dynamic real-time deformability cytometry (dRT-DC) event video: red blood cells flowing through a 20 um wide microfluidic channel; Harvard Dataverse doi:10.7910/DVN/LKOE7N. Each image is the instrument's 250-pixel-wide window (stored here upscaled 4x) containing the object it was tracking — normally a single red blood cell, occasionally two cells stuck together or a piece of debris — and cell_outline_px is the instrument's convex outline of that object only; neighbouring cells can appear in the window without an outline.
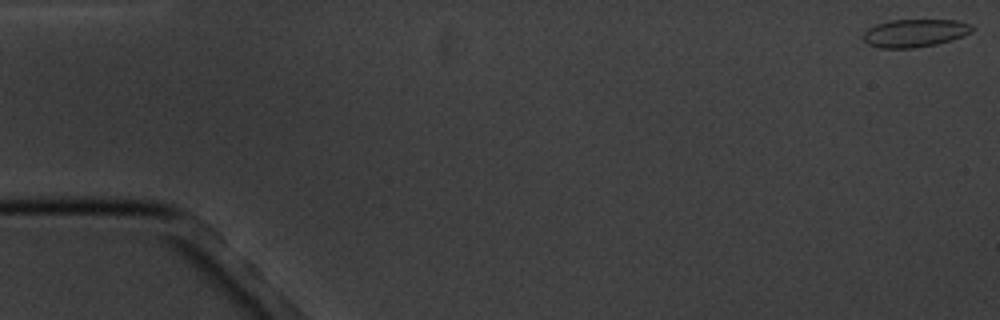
{"species": "common noctule bat (a hibernating species)", "species_latin": "Nyctalus noctula", "temperature_condition": "cold", "stored_images_in_passage": 5, "camera_frame_rate_fps": 3000, "um_per_image_px": 0.085, "animal": {"sex": "male", "body_mass_g": 20.1, "forearm_length_mm": 53.5}, "frame": {"image": 1, "passage_image": 1, "time_ms": 0.0, "image_size_px": [1000, 320], "cell_outline_px": [[976, 28], [972, 32], [964, 36], [952, 40], [936, 44], [916, 48], [880, 48], [868, 44], [864, 40], [864, 32], [868, 28], [876, 24], [892, 20], [956, 20], [972, 24]], "centroid_in_image_um": [77.81, 2.81], "position_along_channel_um": 7.2, "area_um2": 17.86}}
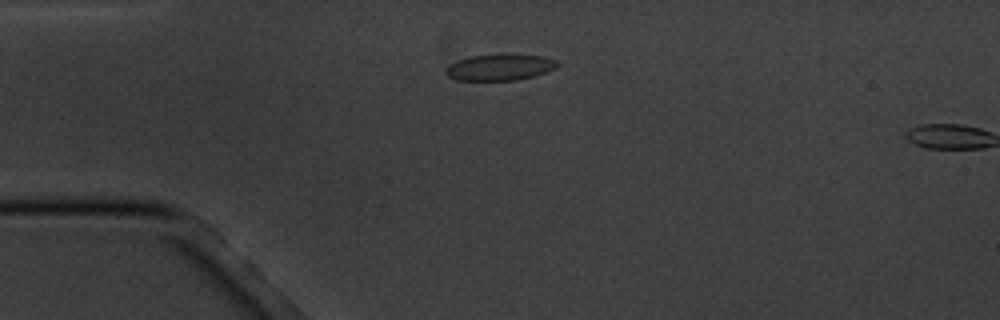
{"frame": {"image": 2, "passage_image": 4, "time_ms": 4.333, "image_size_px": [1000, 320], "cell_outline_px": [[560, 64], [556, 68], [548, 72], [536, 76], [516, 80], [456, 80], [448, 76], [444, 72], [444, 68], [448, 64], [456, 60], [468, 56], [512, 52], [544, 56], [556, 60]], "centroid_in_image_um": [42.5, 5.68], "position_along_channel_um": 42.5, "area_um2": 17.98}}